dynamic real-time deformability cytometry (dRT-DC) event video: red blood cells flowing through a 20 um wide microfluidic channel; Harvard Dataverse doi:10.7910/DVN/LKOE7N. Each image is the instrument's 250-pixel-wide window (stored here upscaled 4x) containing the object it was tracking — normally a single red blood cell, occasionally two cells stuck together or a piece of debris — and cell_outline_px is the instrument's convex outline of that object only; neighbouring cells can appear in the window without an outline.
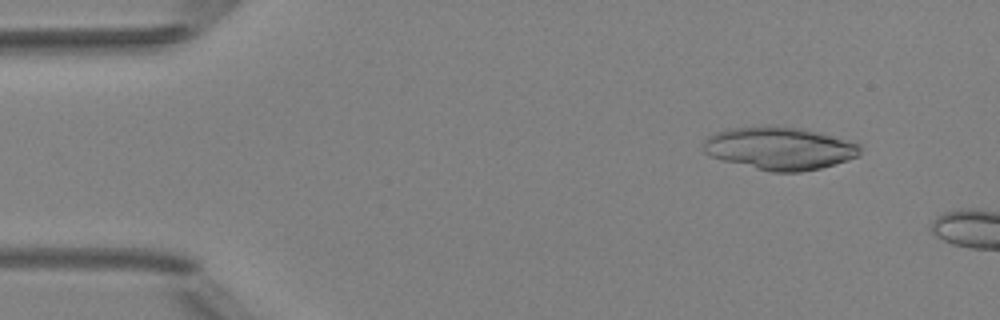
{"species": "Egyptian fruit bat (a non-hibernating species)", "species_latin": "Rousettus aegyptiacus", "temperature_condition": "room temperature", "stored_images_in_passage": 3, "camera_frame_rate_fps": 3000, "um_per_image_px": 0.085, "animal": {"sex": "female"}, "frame": {"image": 1, "passage_image": 2, "time_ms": 1.0, "image_size_px": [1000, 320], "cell_outline_px": [[860, 156], [848, 160], [820, 168], [800, 172], [772, 172], [724, 160], [712, 156], [704, 152], [704, 140], [708, 136], [724, 128], [764, 124], [776, 124], [804, 128], [820, 132], [860, 144]], "centroid_in_image_um": [66.26, 12.56], "position_along_channel_um": 18.7, "area_um2": 39.59}}